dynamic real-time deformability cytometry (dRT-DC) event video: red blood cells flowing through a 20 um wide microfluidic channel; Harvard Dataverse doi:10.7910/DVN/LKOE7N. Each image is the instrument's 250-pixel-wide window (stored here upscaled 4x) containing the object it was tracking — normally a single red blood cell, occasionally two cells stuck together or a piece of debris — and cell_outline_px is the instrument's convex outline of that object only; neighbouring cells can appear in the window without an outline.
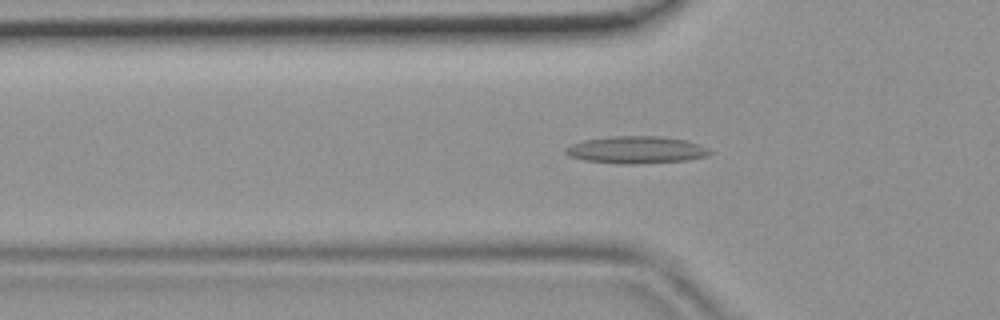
{"species": "common noctule bat (a hibernating species)", "species_latin": "Nyctalus noctula", "temperature_condition": "room temperature", "stored_images_in_passage": 46, "camera_frame_rate_fps": 3000, "um_per_image_px": 0.085, "animal": {"sex": "female", "body_mass_g": 19.9}, "frame": {"image": 1, "passage_image": 15, "time_ms": 4.667, "image_size_px": [1000, 320], "cell_outline_px": [[712, 152], [708, 156], [688, 160], [632, 164], [616, 164], [584, 160], [568, 156], [564, 152], [564, 148], [572, 144], [584, 140], [612, 136], [660, 136], [684, 140], [700, 144], [708, 148]], "centroid_in_image_um": [54.07, 12.74], "position_along_channel_um": 71.7, "area_um2": 23.0}}
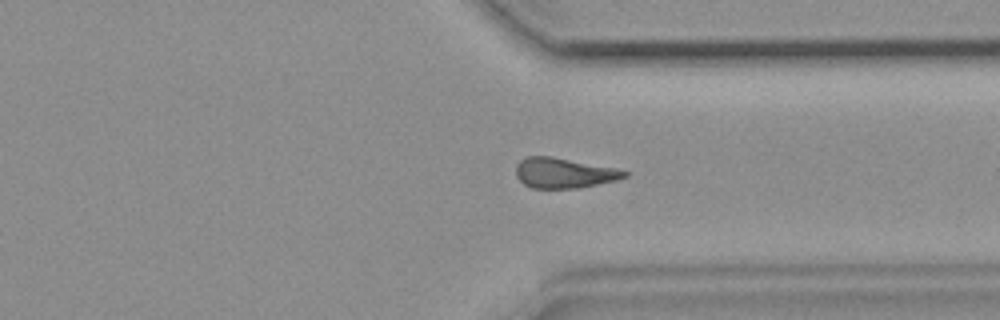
{"frame": {"image": 2, "passage_image": 35, "time_ms": 11.333, "image_size_px": [1000, 320], "cell_outline_px": [[628, 176], [616, 180], [580, 188], [532, 188], [524, 184], [516, 176], [516, 164], [520, 160], [528, 156], [552, 156], [616, 168], [628, 172]], "centroid_in_image_um": [47.93, 14.7], "position_along_channel_um": 363.5, "area_um2": 19.13}}
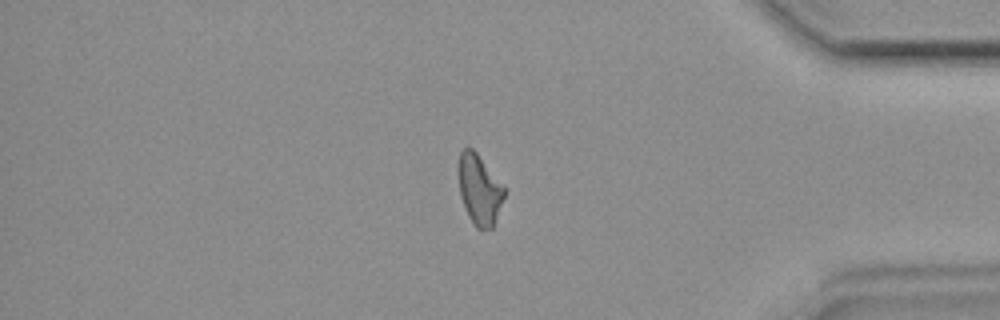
{"frame": {"image": 3, "passage_image": 39, "time_ms": 12.667, "image_size_px": [1000, 320], "cell_outline_px": [[504, 196], [492, 228], [480, 232], [476, 228], [468, 216], [460, 196], [460, 152], [464, 148], [472, 148], [476, 152], [504, 188]], "centroid_in_image_um": [40.74, 16.18], "position_along_channel_um": 394.5, "area_um2": 18.09}}